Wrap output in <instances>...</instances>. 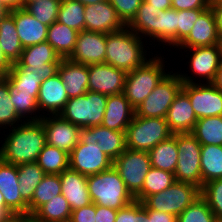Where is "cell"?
<instances>
[{"label":"cell","mask_w":222,"mask_h":222,"mask_svg":"<svg viewBox=\"0 0 222 222\" xmlns=\"http://www.w3.org/2000/svg\"><path fill=\"white\" fill-rule=\"evenodd\" d=\"M2 1L10 10L15 7H21V0H0Z\"/></svg>","instance_id":"6125c7cd"},{"label":"cell","mask_w":222,"mask_h":222,"mask_svg":"<svg viewBox=\"0 0 222 222\" xmlns=\"http://www.w3.org/2000/svg\"><path fill=\"white\" fill-rule=\"evenodd\" d=\"M156 8L144 0L138 8L136 15L126 25L131 31L143 38L156 52V19L158 18Z\"/></svg>","instance_id":"f1b7e54d"},{"label":"cell","mask_w":222,"mask_h":222,"mask_svg":"<svg viewBox=\"0 0 222 222\" xmlns=\"http://www.w3.org/2000/svg\"><path fill=\"white\" fill-rule=\"evenodd\" d=\"M14 216L7 207H0V222H8Z\"/></svg>","instance_id":"91938a15"},{"label":"cell","mask_w":222,"mask_h":222,"mask_svg":"<svg viewBox=\"0 0 222 222\" xmlns=\"http://www.w3.org/2000/svg\"><path fill=\"white\" fill-rule=\"evenodd\" d=\"M182 86L183 82L173 68L148 97L137 106L135 115L139 117L166 118L168 109Z\"/></svg>","instance_id":"9c48e42d"},{"label":"cell","mask_w":222,"mask_h":222,"mask_svg":"<svg viewBox=\"0 0 222 222\" xmlns=\"http://www.w3.org/2000/svg\"><path fill=\"white\" fill-rule=\"evenodd\" d=\"M177 17L178 11L173 8L158 12V18L156 19V52L166 53V49L167 52L171 53L177 47Z\"/></svg>","instance_id":"83f0119b"},{"label":"cell","mask_w":222,"mask_h":222,"mask_svg":"<svg viewBox=\"0 0 222 222\" xmlns=\"http://www.w3.org/2000/svg\"><path fill=\"white\" fill-rule=\"evenodd\" d=\"M118 17L127 25L136 15L138 8L141 6L143 0H108Z\"/></svg>","instance_id":"c3c4849f"},{"label":"cell","mask_w":222,"mask_h":222,"mask_svg":"<svg viewBox=\"0 0 222 222\" xmlns=\"http://www.w3.org/2000/svg\"><path fill=\"white\" fill-rule=\"evenodd\" d=\"M113 161L96 144H85L80 140L69 153V168L85 176L110 169Z\"/></svg>","instance_id":"5bb4252c"},{"label":"cell","mask_w":222,"mask_h":222,"mask_svg":"<svg viewBox=\"0 0 222 222\" xmlns=\"http://www.w3.org/2000/svg\"><path fill=\"white\" fill-rule=\"evenodd\" d=\"M61 0H37L28 3L24 9L42 24L50 26L58 18Z\"/></svg>","instance_id":"ee69618b"},{"label":"cell","mask_w":222,"mask_h":222,"mask_svg":"<svg viewBox=\"0 0 222 222\" xmlns=\"http://www.w3.org/2000/svg\"><path fill=\"white\" fill-rule=\"evenodd\" d=\"M213 84L222 91V63L217 71L216 78Z\"/></svg>","instance_id":"94428289"},{"label":"cell","mask_w":222,"mask_h":222,"mask_svg":"<svg viewBox=\"0 0 222 222\" xmlns=\"http://www.w3.org/2000/svg\"><path fill=\"white\" fill-rule=\"evenodd\" d=\"M58 74L64 83L68 98L84 95L88 91V65L62 59Z\"/></svg>","instance_id":"4316f807"},{"label":"cell","mask_w":222,"mask_h":222,"mask_svg":"<svg viewBox=\"0 0 222 222\" xmlns=\"http://www.w3.org/2000/svg\"><path fill=\"white\" fill-rule=\"evenodd\" d=\"M213 222H222V217H215Z\"/></svg>","instance_id":"89a4df30"},{"label":"cell","mask_w":222,"mask_h":222,"mask_svg":"<svg viewBox=\"0 0 222 222\" xmlns=\"http://www.w3.org/2000/svg\"><path fill=\"white\" fill-rule=\"evenodd\" d=\"M61 194L68 201L71 210L88 206L92 203L87 185V176L70 168L60 175Z\"/></svg>","instance_id":"d4e9b609"},{"label":"cell","mask_w":222,"mask_h":222,"mask_svg":"<svg viewBox=\"0 0 222 222\" xmlns=\"http://www.w3.org/2000/svg\"><path fill=\"white\" fill-rule=\"evenodd\" d=\"M62 58L47 42L35 44L23 49L19 60L14 64L20 71H29L46 80L58 73Z\"/></svg>","instance_id":"8fae6325"},{"label":"cell","mask_w":222,"mask_h":222,"mask_svg":"<svg viewBox=\"0 0 222 222\" xmlns=\"http://www.w3.org/2000/svg\"><path fill=\"white\" fill-rule=\"evenodd\" d=\"M0 47L11 64H15L23 51L14 21V8L0 22Z\"/></svg>","instance_id":"4dcf8cb0"},{"label":"cell","mask_w":222,"mask_h":222,"mask_svg":"<svg viewBox=\"0 0 222 222\" xmlns=\"http://www.w3.org/2000/svg\"><path fill=\"white\" fill-rule=\"evenodd\" d=\"M3 133L0 132V159L14 165L36 162L39 153L46 145V135L41 120L23 121L4 130Z\"/></svg>","instance_id":"6da1fadb"},{"label":"cell","mask_w":222,"mask_h":222,"mask_svg":"<svg viewBox=\"0 0 222 222\" xmlns=\"http://www.w3.org/2000/svg\"><path fill=\"white\" fill-rule=\"evenodd\" d=\"M176 53L180 56L174 58L173 56L174 54L176 55ZM171 56L173 61L174 59L177 60L173 64V66H175L176 63L177 68L179 67L178 65H180L179 63L182 65L187 58V61L184 64L186 66L185 69H188V71L184 72L185 69H182L183 71H180L177 68L174 69L176 70L175 72L179 75L183 84L213 83L216 78L217 71L222 63L220 44L204 47L175 49V52H171ZM178 57L179 59L182 57L181 59L183 61L179 60Z\"/></svg>","instance_id":"3957f363"},{"label":"cell","mask_w":222,"mask_h":222,"mask_svg":"<svg viewBox=\"0 0 222 222\" xmlns=\"http://www.w3.org/2000/svg\"><path fill=\"white\" fill-rule=\"evenodd\" d=\"M167 55H170V57H167L166 53L158 54V52H155L141 67H137L126 74L123 93L134 109L148 97L158 83L173 69L172 62L174 61L170 60L172 56L169 53ZM166 59H169V61H166Z\"/></svg>","instance_id":"277c9868"},{"label":"cell","mask_w":222,"mask_h":222,"mask_svg":"<svg viewBox=\"0 0 222 222\" xmlns=\"http://www.w3.org/2000/svg\"><path fill=\"white\" fill-rule=\"evenodd\" d=\"M153 50L143 38L125 26L107 34L105 63L128 73L149 60L155 54Z\"/></svg>","instance_id":"7a4b0ae2"},{"label":"cell","mask_w":222,"mask_h":222,"mask_svg":"<svg viewBox=\"0 0 222 222\" xmlns=\"http://www.w3.org/2000/svg\"><path fill=\"white\" fill-rule=\"evenodd\" d=\"M220 37L210 6L198 17L189 35L175 49L217 45L220 43Z\"/></svg>","instance_id":"44dd1931"},{"label":"cell","mask_w":222,"mask_h":222,"mask_svg":"<svg viewBox=\"0 0 222 222\" xmlns=\"http://www.w3.org/2000/svg\"><path fill=\"white\" fill-rule=\"evenodd\" d=\"M84 14L86 31L108 34L120 31L126 26L108 0L86 5Z\"/></svg>","instance_id":"ffe728a7"},{"label":"cell","mask_w":222,"mask_h":222,"mask_svg":"<svg viewBox=\"0 0 222 222\" xmlns=\"http://www.w3.org/2000/svg\"><path fill=\"white\" fill-rule=\"evenodd\" d=\"M37 0H21V7H25L28 3L35 2Z\"/></svg>","instance_id":"003e7915"},{"label":"cell","mask_w":222,"mask_h":222,"mask_svg":"<svg viewBox=\"0 0 222 222\" xmlns=\"http://www.w3.org/2000/svg\"><path fill=\"white\" fill-rule=\"evenodd\" d=\"M43 124L46 144L64 150L68 154L78 144L80 128L58 115H45L40 118Z\"/></svg>","instance_id":"9a60e30c"},{"label":"cell","mask_w":222,"mask_h":222,"mask_svg":"<svg viewBox=\"0 0 222 222\" xmlns=\"http://www.w3.org/2000/svg\"><path fill=\"white\" fill-rule=\"evenodd\" d=\"M126 131H114L102 125L88 127L80 130V141L85 144H96L101 147L112 161L126 149Z\"/></svg>","instance_id":"ac0fdd59"},{"label":"cell","mask_w":222,"mask_h":222,"mask_svg":"<svg viewBox=\"0 0 222 222\" xmlns=\"http://www.w3.org/2000/svg\"><path fill=\"white\" fill-rule=\"evenodd\" d=\"M14 21L23 48L46 41L49 26L39 22L23 7L14 8Z\"/></svg>","instance_id":"484cf974"},{"label":"cell","mask_w":222,"mask_h":222,"mask_svg":"<svg viewBox=\"0 0 222 222\" xmlns=\"http://www.w3.org/2000/svg\"><path fill=\"white\" fill-rule=\"evenodd\" d=\"M0 207H6L2 193L0 192Z\"/></svg>","instance_id":"a7ac6f4b"},{"label":"cell","mask_w":222,"mask_h":222,"mask_svg":"<svg viewBox=\"0 0 222 222\" xmlns=\"http://www.w3.org/2000/svg\"><path fill=\"white\" fill-rule=\"evenodd\" d=\"M151 167L174 173L178 162L177 134L148 151Z\"/></svg>","instance_id":"1f68e13d"},{"label":"cell","mask_w":222,"mask_h":222,"mask_svg":"<svg viewBox=\"0 0 222 222\" xmlns=\"http://www.w3.org/2000/svg\"><path fill=\"white\" fill-rule=\"evenodd\" d=\"M134 115L135 109L124 93L109 95L101 125L114 131H126Z\"/></svg>","instance_id":"cb8c5ba5"},{"label":"cell","mask_w":222,"mask_h":222,"mask_svg":"<svg viewBox=\"0 0 222 222\" xmlns=\"http://www.w3.org/2000/svg\"><path fill=\"white\" fill-rule=\"evenodd\" d=\"M74 1H78L81 2L83 5H92V4H96L102 1H106V0H74Z\"/></svg>","instance_id":"03108f58"},{"label":"cell","mask_w":222,"mask_h":222,"mask_svg":"<svg viewBox=\"0 0 222 222\" xmlns=\"http://www.w3.org/2000/svg\"><path fill=\"white\" fill-rule=\"evenodd\" d=\"M29 220L30 218L26 216H14L8 222H28Z\"/></svg>","instance_id":"e7e4bbea"},{"label":"cell","mask_w":222,"mask_h":222,"mask_svg":"<svg viewBox=\"0 0 222 222\" xmlns=\"http://www.w3.org/2000/svg\"><path fill=\"white\" fill-rule=\"evenodd\" d=\"M112 166L122 178L127 190L135 197L142 190L145 177L151 168L150 156L148 152L126 148L113 161Z\"/></svg>","instance_id":"7c38bea8"},{"label":"cell","mask_w":222,"mask_h":222,"mask_svg":"<svg viewBox=\"0 0 222 222\" xmlns=\"http://www.w3.org/2000/svg\"><path fill=\"white\" fill-rule=\"evenodd\" d=\"M60 194L61 182L59 175L46 174L37 185L32 200L28 203V217L30 218L42 205Z\"/></svg>","instance_id":"8d00e7d4"},{"label":"cell","mask_w":222,"mask_h":222,"mask_svg":"<svg viewBox=\"0 0 222 222\" xmlns=\"http://www.w3.org/2000/svg\"><path fill=\"white\" fill-rule=\"evenodd\" d=\"M215 215L200 196L177 216V222H213Z\"/></svg>","instance_id":"f6af8a7d"},{"label":"cell","mask_w":222,"mask_h":222,"mask_svg":"<svg viewBox=\"0 0 222 222\" xmlns=\"http://www.w3.org/2000/svg\"><path fill=\"white\" fill-rule=\"evenodd\" d=\"M107 95L87 91L84 95L70 98L59 115L80 129L99 126L103 121Z\"/></svg>","instance_id":"52a82bcc"},{"label":"cell","mask_w":222,"mask_h":222,"mask_svg":"<svg viewBox=\"0 0 222 222\" xmlns=\"http://www.w3.org/2000/svg\"><path fill=\"white\" fill-rule=\"evenodd\" d=\"M107 34L83 30L78 32L76 45L69 60L84 64L105 63Z\"/></svg>","instance_id":"e0dca14e"},{"label":"cell","mask_w":222,"mask_h":222,"mask_svg":"<svg viewBox=\"0 0 222 222\" xmlns=\"http://www.w3.org/2000/svg\"><path fill=\"white\" fill-rule=\"evenodd\" d=\"M132 222H154V210L147 209L141 201L132 202Z\"/></svg>","instance_id":"681fc988"},{"label":"cell","mask_w":222,"mask_h":222,"mask_svg":"<svg viewBox=\"0 0 222 222\" xmlns=\"http://www.w3.org/2000/svg\"><path fill=\"white\" fill-rule=\"evenodd\" d=\"M178 162L174 172L178 182L192 183L202 188L200 167L201 144L191 134H177Z\"/></svg>","instance_id":"30bf717a"},{"label":"cell","mask_w":222,"mask_h":222,"mask_svg":"<svg viewBox=\"0 0 222 222\" xmlns=\"http://www.w3.org/2000/svg\"><path fill=\"white\" fill-rule=\"evenodd\" d=\"M210 6L215 16L218 33L222 36V0H211Z\"/></svg>","instance_id":"db71d44e"},{"label":"cell","mask_w":222,"mask_h":222,"mask_svg":"<svg viewBox=\"0 0 222 222\" xmlns=\"http://www.w3.org/2000/svg\"><path fill=\"white\" fill-rule=\"evenodd\" d=\"M206 9L178 10L177 46L189 35L198 17Z\"/></svg>","instance_id":"7dc6e473"},{"label":"cell","mask_w":222,"mask_h":222,"mask_svg":"<svg viewBox=\"0 0 222 222\" xmlns=\"http://www.w3.org/2000/svg\"><path fill=\"white\" fill-rule=\"evenodd\" d=\"M154 222H177V216L154 210Z\"/></svg>","instance_id":"9f6ffc18"},{"label":"cell","mask_w":222,"mask_h":222,"mask_svg":"<svg viewBox=\"0 0 222 222\" xmlns=\"http://www.w3.org/2000/svg\"><path fill=\"white\" fill-rule=\"evenodd\" d=\"M191 134L201 145L222 146V116L198 119Z\"/></svg>","instance_id":"d590c367"},{"label":"cell","mask_w":222,"mask_h":222,"mask_svg":"<svg viewBox=\"0 0 222 222\" xmlns=\"http://www.w3.org/2000/svg\"><path fill=\"white\" fill-rule=\"evenodd\" d=\"M166 122L173 134L191 133L197 122L188 95L181 89L170 105Z\"/></svg>","instance_id":"603a6c76"},{"label":"cell","mask_w":222,"mask_h":222,"mask_svg":"<svg viewBox=\"0 0 222 222\" xmlns=\"http://www.w3.org/2000/svg\"><path fill=\"white\" fill-rule=\"evenodd\" d=\"M5 77L20 91V93L33 94L36 98L40 85L41 79H38L34 73L29 71H20L14 64L11 69L5 75Z\"/></svg>","instance_id":"7bdbcfd3"},{"label":"cell","mask_w":222,"mask_h":222,"mask_svg":"<svg viewBox=\"0 0 222 222\" xmlns=\"http://www.w3.org/2000/svg\"><path fill=\"white\" fill-rule=\"evenodd\" d=\"M172 135L165 118L134 115L125 132L126 148L148 152Z\"/></svg>","instance_id":"8992f818"},{"label":"cell","mask_w":222,"mask_h":222,"mask_svg":"<svg viewBox=\"0 0 222 222\" xmlns=\"http://www.w3.org/2000/svg\"><path fill=\"white\" fill-rule=\"evenodd\" d=\"M220 47H221V54H222V36L220 37Z\"/></svg>","instance_id":"2644e50d"},{"label":"cell","mask_w":222,"mask_h":222,"mask_svg":"<svg viewBox=\"0 0 222 222\" xmlns=\"http://www.w3.org/2000/svg\"><path fill=\"white\" fill-rule=\"evenodd\" d=\"M23 122L17 115L14 104L10 99V92L8 89V79L0 77V131L10 129Z\"/></svg>","instance_id":"b9f144b4"},{"label":"cell","mask_w":222,"mask_h":222,"mask_svg":"<svg viewBox=\"0 0 222 222\" xmlns=\"http://www.w3.org/2000/svg\"><path fill=\"white\" fill-rule=\"evenodd\" d=\"M17 174L18 189L22 198L29 203L32 200L37 185L42 181L46 173L36 162H31L17 165Z\"/></svg>","instance_id":"e575fe53"},{"label":"cell","mask_w":222,"mask_h":222,"mask_svg":"<svg viewBox=\"0 0 222 222\" xmlns=\"http://www.w3.org/2000/svg\"><path fill=\"white\" fill-rule=\"evenodd\" d=\"M18 182L17 165L0 159V192L6 207L15 216L28 217V203L22 198Z\"/></svg>","instance_id":"d6986e66"},{"label":"cell","mask_w":222,"mask_h":222,"mask_svg":"<svg viewBox=\"0 0 222 222\" xmlns=\"http://www.w3.org/2000/svg\"><path fill=\"white\" fill-rule=\"evenodd\" d=\"M96 205L90 203L88 206L72 210L69 222H95Z\"/></svg>","instance_id":"f907efd6"},{"label":"cell","mask_w":222,"mask_h":222,"mask_svg":"<svg viewBox=\"0 0 222 222\" xmlns=\"http://www.w3.org/2000/svg\"><path fill=\"white\" fill-rule=\"evenodd\" d=\"M36 163L46 174L60 175L69 168V154L55 146L46 144L39 153Z\"/></svg>","instance_id":"74e56055"},{"label":"cell","mask_w":222,"mask_h":222,"mask_svg":"<svg viewBox=\"0 0 222 222\" xmlns=\"http://www.w3.org/2000/svg\"><path fill=\"white\" fill-rule=\"evenodd\" d=\"M200 196L216 217H222V179L209 181L201 188Z\"/></svg>","instance_id":"bcb514c9"},{"label":"cell","mask_w":222,"mask_h":222,"mask_svg":"<svg viewBox=\"0 0 222 222\" xmlns=\"http://www.w3.org/2000/svg\"><path fill=\"white\" fill-rule=\"evenodd\" d=\"M200 167L202 187L209 181L222 179V146L201 145Z\"/></svg>","instance_id":"836d02e7"},{"label":"cell","mask_w":222,"mask_h":222,"mask_svg":"<svg viewBox=\"0 0 222 222\" xmlns=\"http://www.w3.org/2000/svg\"><path fill=\"white\" fill-rule=\"evenodd\" d=\"M175 181L174 173L151 167L143 182L142 190L134 198L143 202L148 196L164 191Z\"/></svg>","instance_id":"f35d334b"},{"label":"cell","mask_w":222,"mask_h":222,"mask_svg":"<svg viewBox=\"0 0 222 222\" xmlns=\"http://www.w3.org/2000/svg\"><path fill=\"white\" fill-rule=\"evenodd\" d=\"M78 31L55 21L48 27L46 41L62 59H68L74 51Z\"/></svg>","instance_id":"f546056e"},{"label":"cell","mask_w":222,"mask_h":222,"mask_svg":"<svg viewBox=\"0 0 222 222\" xmlns=\"http://www.w3.org/2000/svg\"><path fill=\"white\" fill-rule=\"evenodd\" d=\"M8 89L11 102L14 104L17 115L23 121L40 120L37 98L33 94L20 93V91L8 80Z\"/></svg>","instance_id":"ab89813d"},{"label":"cell","mask_w":222,"mask_h":222,"mask_svg":"<svg viewBox=\"0 0 222 222\" xmlns=\"http://www.w3.org/2000/svg\"><path fill=\"white\" fill-rule=\"evenodd\" d=\"M115 222H132V203L117 210Z\"/></svg>","instance_id":"11a10c76"},{"label":"cell","mask_w":222,"mask_h":222,"mask_svg":"<svg viewBox=\"0 0 222 222\" xmlns=\"http://www.w3.org/2000/svg\"><path fill=\"white\" fill-rule=\"evenodd\" d=\"M117 210L96 205L95 222H115Z\"/></svg>","instance_id":"f5cc1de1"},{"label":"cell","mask_w":222,"mask_h":222,"mask_svg":"<svg viewBox=\"0 0 222 222\" xmlns=\"http://www.w3.org/2000/svg\"><path fill=\"white\" fill-rule=\"evenodd\" d=\"M10 13V9L0 1V22Z\"/></svg>","instance_id":"be15d7a7"},{"label":"cell","mask_w":222,"mask_h":222,"mask_svg":"<svg viewBox=\"0 0 222 222\" xmlns=\"http://www.w3.org/2000/svg\"><path fill=\"white\" fill-rule=\"evenodd\" d=\"M71 207L63 194L53 197L31 217L33 222H69Z\"/></svg>","instance_id":"d6a6232c"},{"label":"cell","mask_w":222,"mask_h":222,"mask_svg":"<svg viewBox=\"0 0 222 222\" xmlns=\"http://www.w3.org/2000/svg\"><path fill=\"white\" fill-rule=\"evenodd\" d=\"M197 119L222 116V91L213 83L183 84Z\"/></svg>","instance_id":"4fadbf2b"},{"label":"cell","mask_w":222,"mask_h":222,"mask_svg":"<svg viewBox=\"0 0 222 222\" xmlns=\"http://www.w3.org/2000/svg\"><path fill=\"white\" fill-rule=\"evenodd\" d=\"M126 74L107 63L88 65V90L107 96L123 93Z\"/></svg>","instance_id":"2e32d148"},{"label":"cell","mask_w":222,"mask_h":222,"mask_svg":"<svg viewBox=\"0 0 222 222\" xmlns=\"http://www.w3.org/2000/svg\"><path fill=\"white\" fill-rule=\"evenodd\" d=\"M85 5L74 0H61L57 21L81 32L85 30Z\"/></svg>","instance_id":"60d3db41"},{"label":"cell","mask_w":222,"mask_h":222,"mask_svg":"<svg viewBox=\"0 0 222 222\" xmlns=\"http://www.w3.org/2000/svg\"><path fill=\"white\" fill-rule=\"evenodd\" d=\"M87 185L91 201L95 205L119 210L135 200L113 166L87 176Z\"/></svg>","instance_id":"5b68a950"},{"label":"cell","mask_w":222,"mask_h":222,"mask_svg":"<svg viewBox=\"0 0 222 222\" xmlns=\"http://www.w3.org/2000/svg\"><path fill=\"white\" fill-rule=\"evenodd\" d=\"M157 10H167L172 8V2L170 0H144Z\"/></svg>","instance_id":"6f0895ef"},{"label":"cell","mask_w":222,"mask_h":222,"mask_svg":"<svg viewBox=\"0 0 222 222\" xmlns=\"http://www.w3.org/2000/svg\"><path fill=\"white\" fill-rule=\"evenodd\" d=\"M201 189L192 183L175 181L170 187L148 196L142 203L147 209L178 216L198 197Z\"/></svg>","instance_id":"ba28073f"},{"label":"cell","mask_w":222,"mask_h":222,"mask_svg":"<svg viewBox=\"0 0 222 222\" xmlns=\"http://www.w3.org/2000/svg\"><path fill=\"white\" fill-rule=\"evenodd\" d=\"M211 0H174L172 8L175 10L207 9Z\"/></svg>","instance_id":"816d5d0a"},{"label":"cell","mask_w":222,"mask_h":222,"mask_svg":"<svg viewBox=\"0 0 222 222\" xmlns=\"http://www.w3.org/2000/svg\"><path fill=\"white\" fill-rule=\"evenodd\" d=\"M68 100L64 83L58 73L42 80L37 97L39 112L42 116L58 115Z\"/></svg>","instance_id":"7402d4cb"},{"label":"cell","mask_w":222,"mask_h":222,"mask_svg":"<svg viewBox=\"0 0 222 222\" xmlns=\"http://www.w3.org/2000/svg\"><path fill=\"white\" fill-rule=\"evenodd\" d=\"M12 64L5 57L0 47V77H4L11 69Z\"/></svg>","instance_id":"680465c9"}]
</instances>
